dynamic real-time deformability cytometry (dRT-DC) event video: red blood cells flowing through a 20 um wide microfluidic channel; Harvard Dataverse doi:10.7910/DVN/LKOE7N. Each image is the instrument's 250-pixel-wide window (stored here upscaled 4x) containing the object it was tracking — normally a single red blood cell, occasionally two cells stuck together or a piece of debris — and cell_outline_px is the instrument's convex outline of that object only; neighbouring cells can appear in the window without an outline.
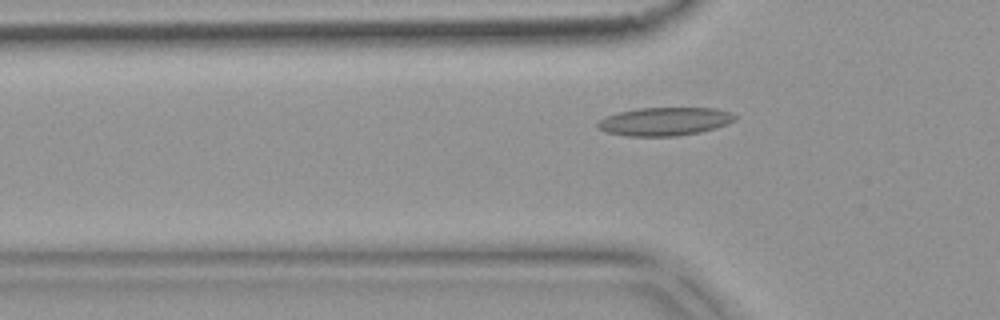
{"species": "common noctule bat (a hibernating species)", "species_latin": "Nyctalus noctula", "temperature_condition": "warm", "stored_images_in_passage": 52, "camera_frame_rate_fps": 3000, "um_per_image_px": 0.085, "animal": {"sex": "female", "body_mass_g": 18.4}, "frame": {"image": 1, "passage_image": 15, "time_ms": 4.667, "image_size_px": [1000, 320], "cell_outline_px": [[736, 120], [716, 128], [700, 132], [676, 136], [628, 136], [604, 132], [596, 124], [604, 116], [620, 112], [640, 108], [716, 108], [728, 112], [736, 116]], "centroid_in_image_um": [56.49, 10.33], "position_along_channel_um": 69.3, "area_um2": 22.54}}
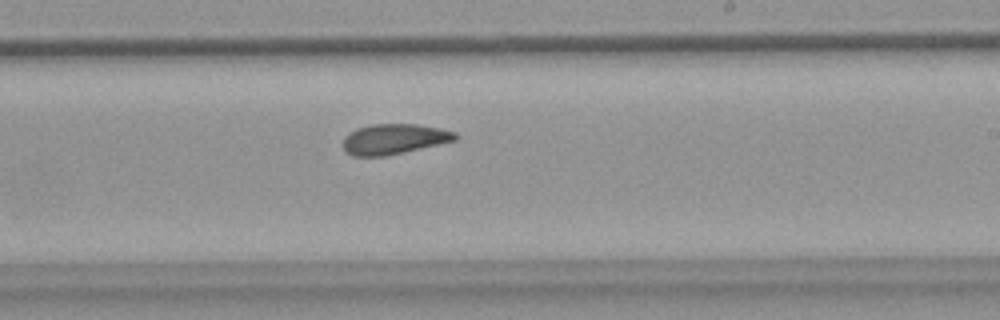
{"frame": {"image": 2, "passage_image": 30, "time_ms": 9.667, "image_size_px": [1000, 320], "cell_outline_px": [[460, 136], [456, 140], [404, 152], [384, 156], [352, 156], [344, 152], [344, 136], [348, 132], [356, 128], [372, 124], [420, 124], [440, 128], [456, 132]], "centroid_in_image_um": [33.49, 11.81], "position_along_channel_um": 255.5, "area_um2": 20.0}}
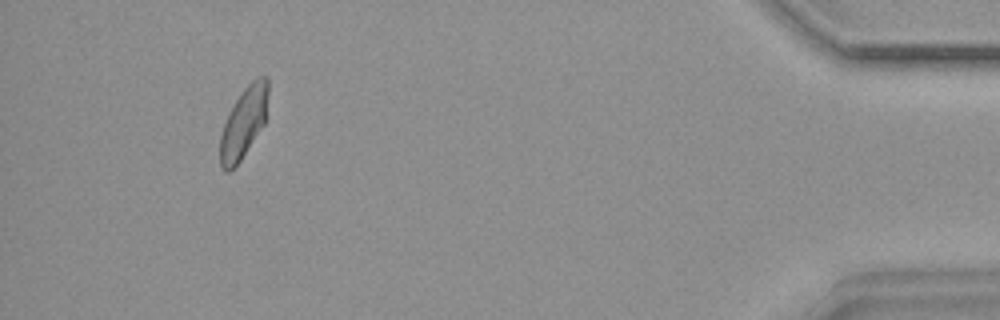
{"frame": {"image": 3, "passage_image": 48, "time_ms": 15.667, "image_size_px": [1000, 320], "cell_outline_px": [[268, 92], [264, 124], [240, 160], [228, 172], [224, 172], [220, 168], [220, 136], [228, 112], [244, 88], [256, 76], [264, 76], [268, 80]], "centroid_in_image_um": [20.69, 10.42], "position_along_channel_um": 414.5, "area_um2": 19.54}, "authors_computed_cell_mechanics": {"area_um2": 20.3745, "velocity_mm_per_s": 3.7321, "shape_relaxation_time_tau1_ms": null, "shape_relaxation_time_tau2_ms": 3.801, "deformation_change_tau1": null, "deformation_change_tau2": 0.0834}}